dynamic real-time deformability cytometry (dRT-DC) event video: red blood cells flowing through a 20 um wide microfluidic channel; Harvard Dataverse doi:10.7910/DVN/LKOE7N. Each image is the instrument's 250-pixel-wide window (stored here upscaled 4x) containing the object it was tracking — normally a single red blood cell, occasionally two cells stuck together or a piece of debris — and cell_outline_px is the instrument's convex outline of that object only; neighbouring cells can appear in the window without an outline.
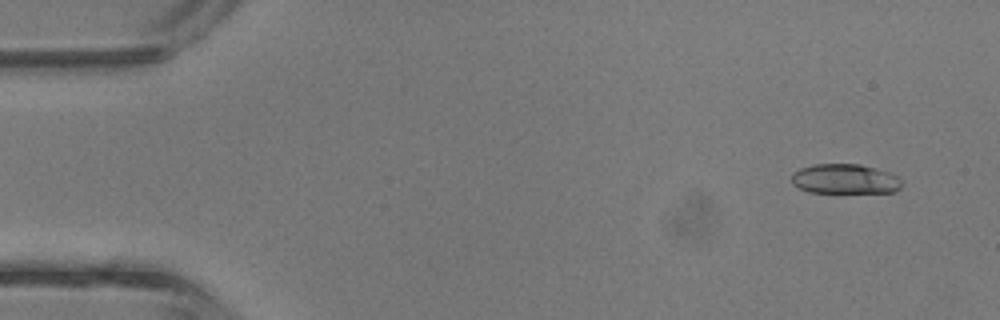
{"species": "common noctule bat (a hibernating species)", "species_latin": "Nyctalus noctula", "temperature_condition": "room temperature", "stored_images_in_passage": 42, "camera_frame_rate_fps": 3000, "um_per_image_px": 0.085, "animal": {"sex": "male", "body_mass_g": 13.3}, "frame": {"image": 1, "passage_image": 3, "time_ms": 0.667, "image_size_px": [1000, 320], "cell_outline_px": [[900, 188], [892, 192], [808, 192], [792, 184], [792, 176], [800, 168], [816, 164], [860, 164], [888, 172], [896, 176], [900, 180]], "centroid_in_image_um": [71.8, 15.21], "position_along_channel_um": 13.2, "area_um2": 18.79}}
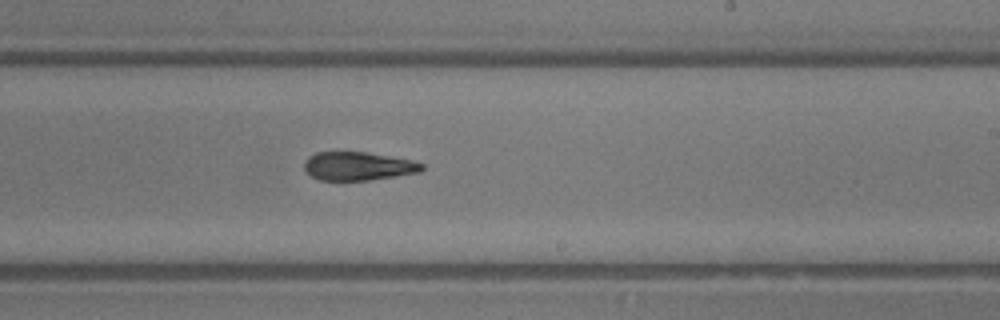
{"frame": {"image": 2, "passage_image": 25, "time_ms": 8.0, "image_size_px": [1000, 320], "cell_outline_px": [[424, 168], [420, 172], [396, 176], [368, 180], [320, 180], [304, 172], [304, 160], [308, 156], [316, 152], [364, 152], [412, 160], [424, 164]], "centroid_in_image_um": [30.4, 14.12], "position_along_channel_um": 258.6, "area_um2": 19.54}}
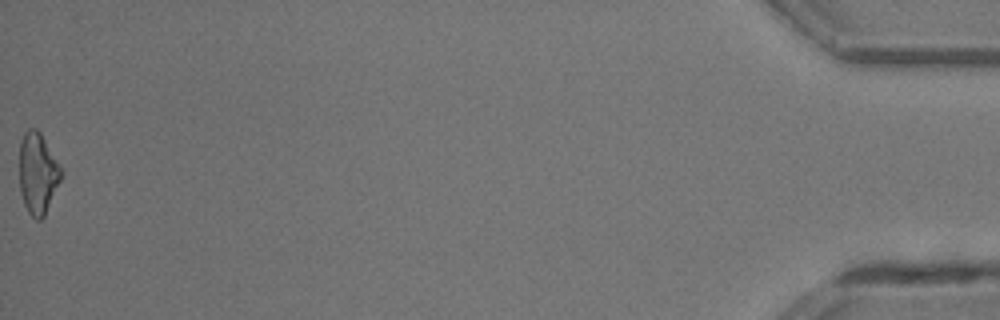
{"frame": {"image": 3, "passage_image": 42, "time_ms": 13.667, "image_size_px": [1000, 320], "cell_outline_px": [[64, 172], [44, 216], [40, 220], [36, 220], [28, 212], [24, 204], [20, 192], [20, 140], [24, 132], [28, 128], [36, 128], [40, 132], [60, 164]], "centroid_in_image_um": [3.21, 14.71], "position_along_channel_um": 432.0, "area_um2": 19.83}, "authors_computed_cell_mechanics": {"area_um2": 20.1144, "velocity_mm_per_s": 4.939, "shape_relaxation_time_tau1_ms": 7.7066, "shape_relaxation_time_tau2_ms": 2.4297, "deformation_change_tau1": 0.2358, "deformation_change_tau2": 0.122}}